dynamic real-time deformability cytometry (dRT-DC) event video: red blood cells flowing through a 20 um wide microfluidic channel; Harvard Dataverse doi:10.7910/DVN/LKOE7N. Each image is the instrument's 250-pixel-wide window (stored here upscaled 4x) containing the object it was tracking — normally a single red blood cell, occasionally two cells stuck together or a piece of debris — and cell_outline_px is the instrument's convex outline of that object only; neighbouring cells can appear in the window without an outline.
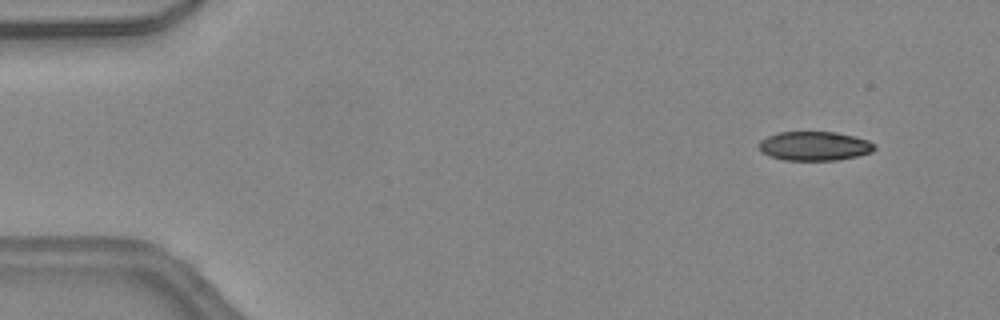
{"species": "common noctule bat (a hibernating species)", "species_latin": "Nyctalus noctula", "temperature_condition": "warm", "stored_images_in_passage": 44, "camera_frame_rate_fps": 3000, "um_per_image_px": 0.085, "animal": {"sex": "female", "body_mass_g": 24.6, "forearm_length_mm": 56.2}, "frame": {"image": 1, "passage_image": 3, "time_ms": 0.667, "image_size_px": [1000, 320], "cell_outline_px": [[876, 148], [872, 152], [856, 156], [836, 160], [784, 160], [768, 156], [760, 148], [760, 140], [768, 136], [780, 132], [836, 132], [868, 140], [876, 144]], "centroid_in_image_um": [69.25, 12.41], "position_along_channel_um": 15.7, "area_um2": 19.48}}
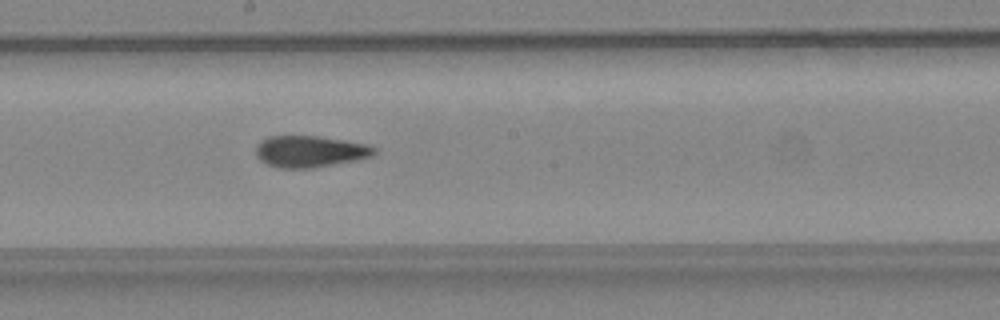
{"frame": {"image": 2, "passage_image": 24, "time_ms": 7.667, "image_size_px": [1000, 320], "cell_outline_px": [[376, 152], [372, 156], [356, 160], [312, 168], [280, 168], [268, 164], [260, 160], [256, 156], [256, 144], [260, 140], [268, 136], [320, 136], [368, 144], [376, 148]], "centroid_in_image_um": [26.33, 12.86], "position_along_channel_um": 221.9, "area_um2": 21.85}}
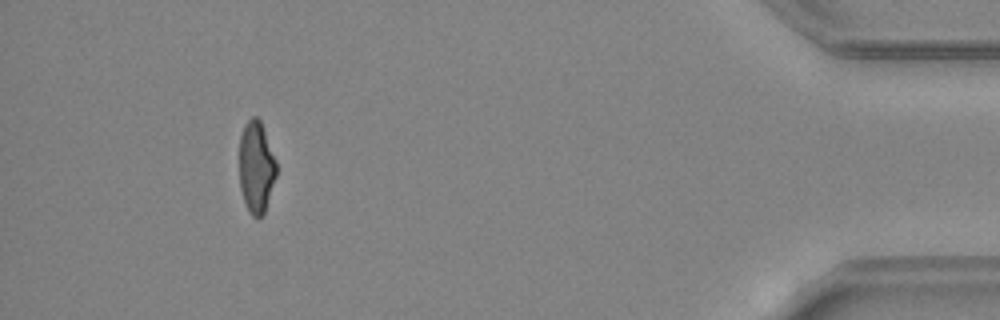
{"frame": {"image": 3, "passage_image": 41, "time_ms": 13.333, "image_size_px": [1000, 320], "cell_outline_px": [[276, 176], [264, 212], [260, 220], [252, 216], [248, 212], [240, 188], [240, 136], [244, 124], [252, 116], [256, 116], [260, 120], [276, 160]], "centroid_in_image_um": [21.77, 14.22], "position_along_channel_um": 413.4, "area_um2": 19.77}, "authors_computed_cell_mechanics": {"area_um2": 21.8773, "velocity_mm_per_s": 4.5317, "shape_relaxation_time_tau1_ms": 7.2824, "shape_relaxation_time_tau2_ms": 1.7623, "deformation_change_tau1": 0.2107, "deformation_change_tau2": 0.0671}}